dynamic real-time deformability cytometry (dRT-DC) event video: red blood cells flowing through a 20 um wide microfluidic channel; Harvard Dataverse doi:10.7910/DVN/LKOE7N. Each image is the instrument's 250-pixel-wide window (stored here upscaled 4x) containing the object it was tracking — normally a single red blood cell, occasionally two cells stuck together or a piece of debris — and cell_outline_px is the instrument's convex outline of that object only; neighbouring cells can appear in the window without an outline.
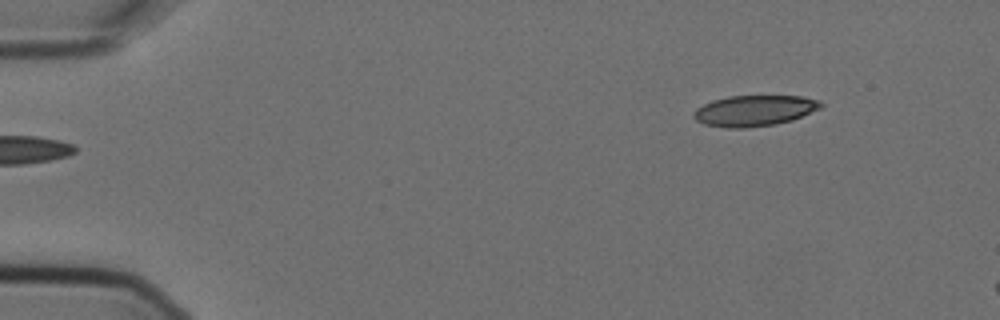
{"species": "Egyptian fruit bat (a non-hibernating species)", "species_latin": "Rousettus aegyptiacus", "temperature_condition": "cold", "stored_images_in_passage": 3, "camera_frame_rate_fps": 3000, "um_per_image_px": 0.085, "animal": {"sex": "female"}, "frame": {"image": 1, "passage_image": 3, "time_ms": 0.667, "image_size_px": [1000, 320], "cell_outline_px": [[824, 104], [820, 108], [792, 120], [776, 124], [744, 128], [728, 128], [704, 124], [696, 120], [692, 116], [692, 112], [696, 108], [712, 100], [728, 96], [800, 96], [820, 100]], "centroid_in_image_um": [64.09, 9.4], "position_along_channel_um": 20.9, "area_um2": 22.89}}